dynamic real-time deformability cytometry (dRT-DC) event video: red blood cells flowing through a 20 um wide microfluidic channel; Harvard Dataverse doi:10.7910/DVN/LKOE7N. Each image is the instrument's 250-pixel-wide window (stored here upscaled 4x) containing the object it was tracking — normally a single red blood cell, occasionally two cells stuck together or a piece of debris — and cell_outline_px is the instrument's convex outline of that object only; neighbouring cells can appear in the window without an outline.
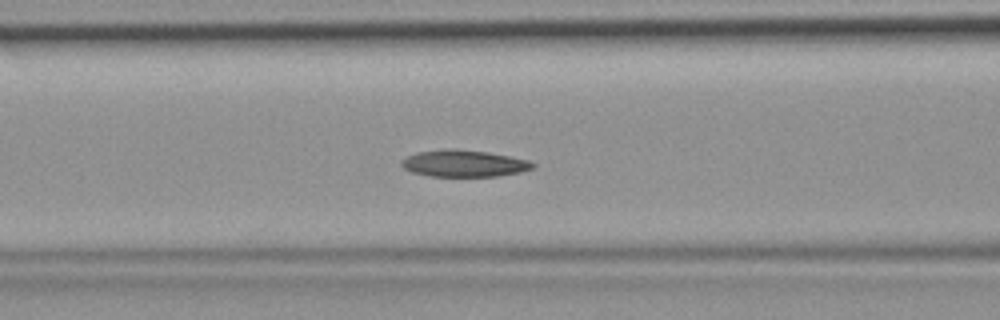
{"species": "common noctule bat (a hibernating species)", "species_latin": "Nyctalus noctula", "temperature_condition": "room temperature", "stored_images_in_passage": 47, "segment_of_instrument_passage": [1, 2], "camera_frame_rate_fps": 3000, "um_per_image_px": 0.085, "animal": {"sex": "female", "body_mass_g": 19.9}, "frame": {"image": 1, "passage_image": 18, "time_ms": 5.667, "image_size_px": [1000, 320], "cell_outline_px": [[536, 164], [532, 168], [520, 172], [496, 176], [428, 176], [412, 172], [404, 168], [400, 164], [400, 160], [416, 152], [452, 148], [456, 148], [488, 152], [528, 160]], "centroid_in_image_um": [39.4, 13.88], "position_along_channel_um": 127.2, "area_um2": 20.46}}
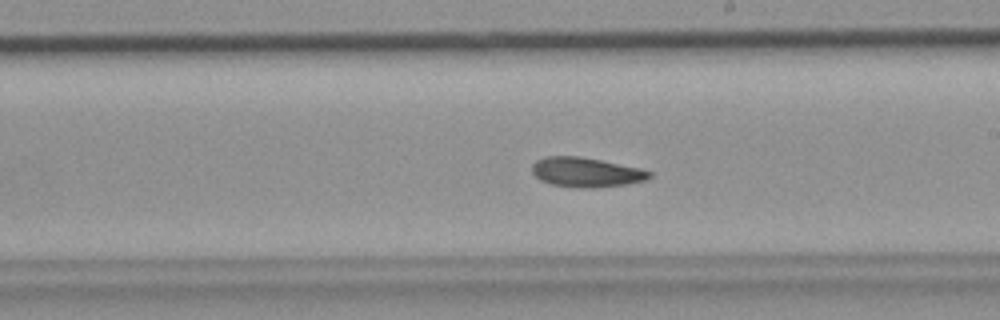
{"frame": {"image": 2, "passage_image": 26, "time_ms": 8.333, "image_size_px": [1000, 320], "cell_outline_px": [[652, 176], [644, 180], [624, 184], [596, 188], [572, 188], [552, 184], [540, 180], [532, 172], [532, 164], [536, 160], [544, 156], [580, 156], [640, 168], [652, 172]], "centroid_in_image_um": [49.78, 14.64], "position_along_channel_um": 239.2, "area_um2": 20.29}}
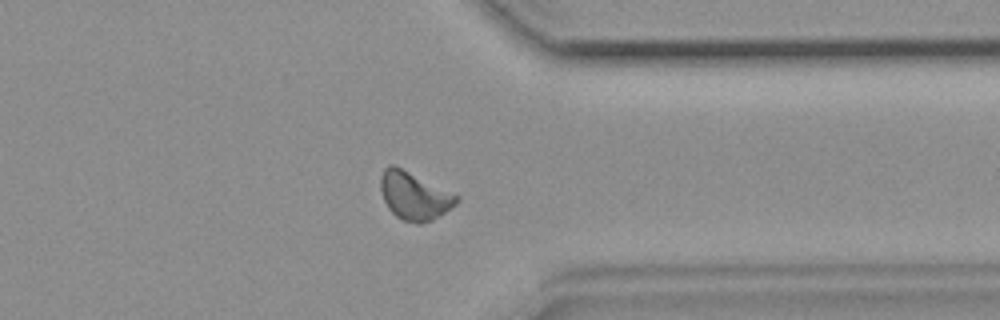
{"frame": {"image": 3, "passage_image": 36, "time_ms": 11.667, "image_size_px": [1000, 320], "cell_outline_px": [[460, 200], [456, 204], [432, 220], [420, 224], [416, 224], [400, 220], [388, 208], [384, 200], [380, 188], [380, 176], [384, 168], [388, 164], [396, 164], [460, 196]], "centroid_in_image_um": [35.19, 16.62], "position_along_channel_um": 376.2, "area_um2": 21.56}}